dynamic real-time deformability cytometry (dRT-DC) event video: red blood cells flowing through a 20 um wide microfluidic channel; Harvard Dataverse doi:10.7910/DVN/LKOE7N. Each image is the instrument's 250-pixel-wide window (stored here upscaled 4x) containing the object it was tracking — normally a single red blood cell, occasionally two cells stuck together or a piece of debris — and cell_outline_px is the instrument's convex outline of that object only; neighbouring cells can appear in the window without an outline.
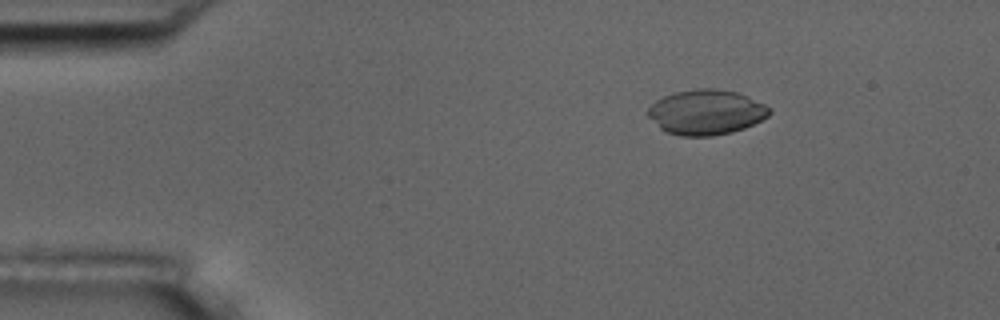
{"species": "common noctule bat (a hibernating species)", "species_latin": "Nyctalus noctula", "temperature_condition": "room temperature", "stored_images_in_passage": 5, "camera_frame_rate_fps": 3000, "um_per_image_px": 0.085, "animal": {"sex": "male", "body_mass_g": 17.5, "forearm_length_mm": 52.3}, "frame": {"image": 1, "passage_image": 3, "time_ms": 2.0, "image_size_px": [1000, 320], "cell_outline_px": [[772, 112], [768, 116], [744, 128], [732, 132], [712, 136], [680, 136], [668, 132], [660, 128], [648, 116], [648, 108], [656, 100], [664, 96], [676, 92], [696, 88], [716, 88], [736, 92], [764, 104], [772, 108]], "centroid_in_image_um": [60.02, 9.53], "position_along_channel_um": 25.0, "area_um2": 31.73}}